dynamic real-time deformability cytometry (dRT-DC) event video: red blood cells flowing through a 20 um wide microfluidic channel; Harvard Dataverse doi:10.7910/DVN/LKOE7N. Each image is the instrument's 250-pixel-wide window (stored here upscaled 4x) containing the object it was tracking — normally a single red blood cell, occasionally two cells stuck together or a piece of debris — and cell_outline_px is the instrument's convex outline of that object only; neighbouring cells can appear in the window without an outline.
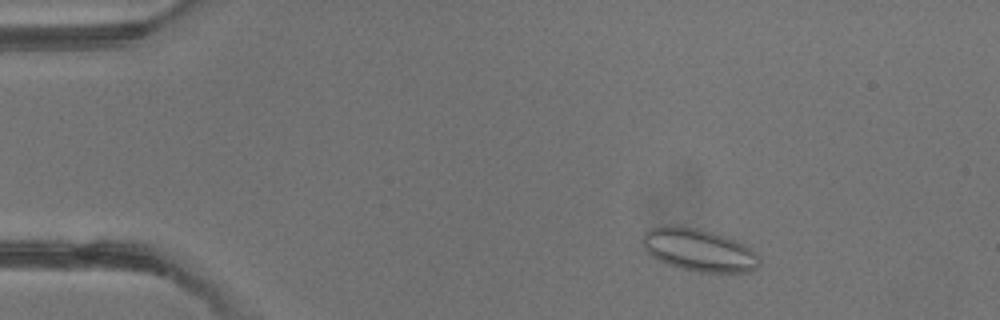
{"species": "common noctule bat (a hibernating species)", "species_latin": "Nyctalus noctula", "temperature_condition": "warm", "stored_images_in_passage": 3, "camera_frame_rate_fps": 3000, "um_per_image_px": 0.085, "animal": {"sex": "male", "body_mass_g": 13.3}, "frame": {"image": 1, "passage_image": 2, "time_ms": 1.333, "image_size_px": [1000, 320], "cell_outline_px": [[760, 264], [752, 272], [696, 272], [680, 268], [668, 264], [648, 256], [644, 252], [644, 232], [648, 228], [660, 224], [676, 224], [700, 228], [736, 240], [744, 244], [760, 256]], "centroid_in_image_um": [59.36, 21.23], "position_along_channel_um": 25.6, "area_um2": 29.65}}